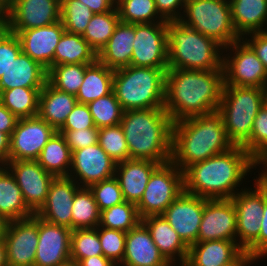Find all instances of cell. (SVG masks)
Wrapping results in <instances>:
<instances>
[{
	"instance_id": "6da1fadb",
	"label": "cell",
	"mask_w": 267,
	"mask_h": 266,
	"mask_svg": "<svg viewBox=\"0 0 267 266\" xmlns=\"http://www.w3.org/2000/svg\"><path fill=\"white\" fill-rule=\"evenodd\" d=\"M223 70L168 69L164 109L174 122L218 111Z\"/></svg>"
},
{
	"instance_id": "7a4b0ae2",
	"label": "cell",
	"mask_w": 267,
	"mask_h": 266,
	"mask_svg": "<svg viewBox=\"0 0 267 266\" xmlns=\"http://www.w3.org/2000/svg\"><path fill=\"white\" fill-rule=\"evenodd\" d=\"M255 168L256 160L242 146H234L188 166L183 171L184 191L206 199H231Z\"/></svg>"
},
{
	"instance_id": "3957f363",
	"label": "cell",
	"mask_w": 267,
	"mask_h": 266,
	"mask_svg": "<svg viewBox=\"0 0 267 266\" xmlns=\"http://www.w3.org/2000/svg\"><path fill=\"white\" fill-rule=\"evenodd\" d=\"M233 147L218 111L173 123L171 161L182 172L194 163L222 154Z\"/></svg>"
},
{
	"instance_id": "277c9868",
	"label": "cell",
	"mask_w": 267,
	"mask_h": 266,
	"mask_svg": "<svg viewBox=\"0 0 267 266\" xmlns=\"http://www.w3.org/2000/svg\"><path fill=\"white\" fill-rule=\"evenodd\" d=\"M120 126L130 159L171 161L173 121L164 108L124 111Z\"/></svg>"
},
{
	"instance_id": "5b68a950",
	"label": "cell",
	"mask_w": 267,
	"mask_h": 266,
	"mask_svg": "<svg viewBox=\"0 0 267 266\" xmlns=\"http://www.w3.org/2000/svg\"><path fill=\"white\" fill-rule=\"evenodd\" d=\"M168 69L223 70V47L178 21L167 22Z\"/></svg>"
},
{
	"instance_id": "8992f818",
	"label": "cell",
	"mask_w": 267,
	"mask_h": 266,
	"mask_svg": "<svg viewBox=\"0 0 267 266\" xmlns=\"http://www.w3.org/2000/svg\"><path fill=\"white\" fill-rule=\"evenodd\" d=\"M167 70L131 65L114 70L113 93L123 110L164 108Z\"/></svg>"
},
{
	"instance_id": "52a82bcc",
	"label": "cell",
	"mask_w": 267,
	"mask_h": 266,
	"mask_svg": "<svg viewBox=\"0 0 267 266\" xmlns=\"http://www.w3.org/2000/svg\"><path fill=\"white\" fill-rule=\"evenodd\" d=\"M263 105L262 88L223 86L218 112L234 146H242L250 138L254 119Z\"/></svg>"
},
{
	"instance_id": "ba28073f",
	"label": "cell",
	"mask_w": 267,
	"mask_h": 266,
	"mask_svg": "<svg viewBox=\"0 0 267 266\" xmlns=\"http://www.w3.org/2000/svg\"><path fill=\"white\" fill-rule=\"evenodd\" d=\"M179 21L214 39L223 48L242 39L232 22L229 0H186Z\"/></svg>"
},
{
	"instance_id": "9c48e42d",
	"label": "cell",
	"mask_w": 267,
	"mask_h": 266,
	"mask_svg": "<svg viewBox=\"0 0 267 266\" xmlns=\"http://www.w3.org/2000/svg\"><path fill=\"white\" fill-rule=\"evenodd\" d=\"M183 191V172L172 161L160 164L152 172L136 205L140 218L161 215Z\"/></svg>"
},
{
	"instance_id": "30bf717a",
	"label": "cell",
	"mask_w": 267,
	"mask_h": 266,
	"mask_svg": "<svg viewBox=\"0 0 267 266\" xmlns=\"http://www.w3.org/2000/svg\"><path fill=\"white\" fill-rule=\"evenodd\" d=\"M223 53L224 85L262 88L267 83L263 63L243 39L224 47Z\"/></svg>"
},
{
	"instance_id": "8fae6325",
	"label": "cell",
	"mask_w": 267,
	"mask_h": 266,
	"mask_svg": "<svg viewBox=\"0 0 267 266\" xmlns=\"http://www.w3.org/2000/svg\"><path fill=\"white\" fill-rule=\"evenodd\" d=\"M253 180L255 183L253 188L242 187L231 198L236 210L237 243L243 250L259 237L264 212V185L258 178Z\"/></svg>"
},
{
	"instance_id": "7c38bea8",
	"label": "cell",
	"mask_w": 267,
	"mask_h": 266,
	"mask_svg": "<svg viewBox=\"0 0 267 266\" xmlns=\"http://www.w3.org/2000/svg\"><path fill=\"white\" fill-rule=\"evenodd\" d=\"M61 0H12L1 14V23L11 32L39 28L60 21Z\"/></svg>"
},
{
	"instance_id": "4fadbf2b",
	"label": "cell",
	"mask_w": 267,
	"mask_h": 266,
	"mask_svg": "<svg viewBox=\"0 0 267 266\" xmlns=\"http://www.w3.org/2000/svg\"><path fill=\"white\" fill-rule=\"evenodd\" d=\"M130 65L168 68L167 22L135 24Z\"/></svg>"
},
{
	"instance_id": "5bb4252c",
	"label": "cell",
	"mask_w": 267,
	"mask_h": 266,
	"mask_svg": "<svg viewBox=\"0 0 267 266\" xmlns=\"http://www.w3.org/2000/svg\"><path fill=\"white\" fill-rule=\"evenodd\" d=\"M57 131L38 115L20 118L10 136L8 161L37 160Z\"/></svg>"
},
{
	"instance_id": "9a60e30c",
	"label": "cell",
	"mask_w": 267,
	"mask_h": 266,
	"mask_svg": "<svg viewBox=\"0 0 267 266\" xmlns=\"http://www.w3.org/2000/svg\"><path fill=\"white\" fill-rule=\"evenodd\" d=\"M116 165L117 163L97 143L72 151L68 177L80 187H89L114 177Z\"/></svg>"
},
{
	"instance_id": "2e32d148",
	"label": "cell",
	"mask_w": 267,
	"mask_h": 266,
	"mask_svg": "<svg viewBox=\"0 0 267 266\" xmlns=\"http://www.w3.org/2000/svg\"><path fill=\"white\" fill-rule=\"evenodd\" d=\"M6 167L14 175L28 208L36 214L46 202L55 177L36 160L8 161Z\"/></svg>"
},
{
	"instance_id": "e0dca14e",
	"label": "cell",
	"mask_w": 267,
	"mask_h": 266,
	"mask_svg": "<svg viewBox=\"0 0 267 266\" xmlns=\"http://www.w3.org/2000/svg\"><path fill=\"white\" fill-rule=\"evenodd\" d=\"M204 211V198L183 191L161 214L190 247L197 242Z\"/></svg>"
},
{
	"instance_id": "ac0fdd59",
	"label": "cell",
	"mask_w": 267,
	"mask_h": 266,
	"mask_svg": "<svg viewBox=\"0 0 267 266\" xmlns=\"http://www.w3.org/2000/svg\"><path fill=\"white\" fill-rule=\"evenodd\" d=\"M211 240L237 242L236 210L232 199L204 198V211L197 242Z\"/></svg>"
},
{
	"instance_id": "d6986e66",
	"label": "cell",
	"mask_w": 267,
	"mask_h": 266,
	"mask_svg": "<svg viewBox=\"0 0 267 266\" xmlns=\"http://www.w3.org/2000/svg\"><path fill=\"white\" fill-rule=\"evenodd\" d=\"M8 266H34L38 216L9 221L4 238Z\"/></svg>"
},
{
	"instance_id": "ffe728a7",
	"label": "cell",
	"mask_w": 267,
	"mask_h": 266,
	"mask_svg": "<svg viewBox=\"0 0 267 266\" xmlns=\"http://www.w3.org/2000/svg\"><path fill=\"white\" fill-rule=\"evenodd\" d=\"M71 232L69 227L38 217V245L34 266H60L68 262Z\"/></svg>"
},
{
	"instance_id": "44dd1931",
	"label": "cell",
	"mask_w": 267,
	"mask_h": 266,
	"mask_svg": "<svg viewBox=\"0 0 267 266\" xmlns=\"http://www.w3.org/2000/svg\"><path fill=\"white\" fill-rule=\"evenodd\" d=\"M64 32L63 23L57 21L47 26L12 33L17 35L22 52L48 71L52 67L56 46Z\"/></svg>"
},
{
	"instance_id": "7402d4cb",
	"label": "cell",
	"mask_w": 267,
	"mask_h": 266,
	"mask_svg": "<svg viewBox=\"0 0 267 266\" xmlns=\"http://www.w3.org/2000/svg\"><path fill=\"white\" fill-rule=\"evenodd\" d=\"M81 187L70 177H55L44 205L36 215L47 222L69 227L72 230V205Z\"/></svg>"
},
{
	"instance_id": "603a6c76",
	"label": "cell",
	"mask_w": 267,
	"mask_h": 266,
	"mask_svg": "<svg viewBox=\"0 0 267 266\" xmlns=\"http://www.w3.org/2000/svg\"><path fill=\"white\" fill-rule=\"evenodd\" d=\"M119 266H172L160 253L146 226L140 222L126 232L125 253Z\"/></svg>"
},
{
	"instance_id": "cb8c5ba5",
	"label": "cell",
	"mask_w": 267,
	"mask_h": 266,
	"mask_svg": "<svg viewBox=\"0 0 267 266\" xmlns=\"http://www.w3.org/2000/svg\"><path fill=\"white\" fill-rule=\"evenodd\" d=\"M141 222L149 230L153 242L164 258L172 266H177V263L184 266L188 258L189 247L162 215H149L142 218Z\"/></svg>"
},
{
	"instance_id": "d4e9b609",
	"label": "cell",
	"mask_w": 267,
	"mask_h": 266,
	"mask_svg": "<svg viewBox=\"0 0 267 266\" xmlns=\"http://www.w3.org/2000/svg\"><path fill=\"white\" fill-rule=\"evenodd\" d=\"M159 165L141 159H128L117 163L114 177L121 187L126 202L135 205L140 202L152 172Z\"/></svg>"
},
{
	"instance_id": "484cf974",
	"label": "cell",
	"mask_w": 267,
	"mask_h": 266,
	"mask_svg": "<svg viewBox=\"0 0 267 266\" xmlns=\"http://www.w3.org/2000/svg\"><path fill=\"white\" fill-rule=\"evenodd\" d=\"M47 74L46 68L21 52L0 77V93L16 87L43 88Z\"/></svg>"
},
{
	"instance_id": "4316f807",
	"label": "cell",
	"mask_w": 267,
	"mask_h": 266,
	"mask_svg": "<svg viewBox=\"0 0 267 266\" xmlns=\"http://www.w3.org/2000/svg\"><path fill=\"white\" fill-rule=\"evenodd\" d=\"M135 37V24L119 22L107 44L97 54V60L110 69L130 66Z\"/></svg>"
},
{
	"instance_id": "83f0119b",
	"label": "cell",
	"mask_w": 267,
	"mask_h": 266,
	"mask_svg": "<svg viewBox=\"0 0 267 266\" xmlns=\"http://www.w3.org/2000/svg\"><path fill=\"white\" fill-rule=\"evenodd\" d=\"M243 249L236 241L211 240L189 247L184 266H222L234 260Z\"/></svg>"
},
{
	"instance_id": "f1b7e54d",
	"label": "cell",
	"mask_w": 267,
	"mask_h": 266,
	"mask_svg": "<svg viewBox=\"0 0 267 266\" xmlns=\"http://www.w3.org/2000/svg\"><path fill=\"white\" fill-rule=\"evenodd\" d=\"M77 102L76 96L56 89L47 81L40 91L37 115L58 131Z\"/></svg>"
},
{
	"instance_id": "f546056e",
	"label": "cell",
	"mask_w": 267,
	"mask_h": 266,
	"mask_svg": "<svg viewBox=\"0 0 267 266\" xmlns=\"http://www.w3.org/2000/svg\"><path fill=\"white\" fill-rule=\"evenodd\" d=\"M229 1L232 22L241 38L250 33L267 31V0Z\"/></svg>"
},
{
	"instance_id": "4dcf8cb0",
	"label": "cell",
	"mask_w": 267,
	"mask_h": 266,
	"mask_svg": "<svg viewBox=\"0 0 267 266\" xmlns=\"http://www.w3.org/2000/svg\"><path fill=\"white\" fill-rule=\"evenodd\" d=\"M0 215L8 221L34 215L25 203L14 175L6 166H0Z\"/></svg>"
},
{
	"instance_id": "1f68e13d",
	"label": "cell",
	"mask_w": 267,
	"mask_h": 266,
	"mask_svg": "<svg viewBox=\"0 0 267 266\" xmlns=\"http://www.w3.org/2000/svg\"><path fill=\"white\" fill-rule=\"evenodd\" d=\"M114 70L96 60L85 69L81 87L76 99L79 103L88 104L113 91Z\"/></svg>"
},
{
	"instance_id": "d6a6232c",
	"label": "cell",
	"mask_w": 267,
	"mask_h": 266,
	"mask_svg": "<svg viewBox=\"0 0 267 266\" xmlns=\"http://www.w3.org/2000/svg\"><path fill=\"white\" fill-rule=\"evenodd\" d=\"M96 60V52L89 46L82 35L65 31L56 46L52 66L93 64Z\"/></svg>"
},
{
	"instance_id": "836d02e7",
	"label": "cell",
	"mask_w": 267,
	"mask_h": 266,
	"mask_svg": "<svg viewBox=\"0 0 267 266\" xmlns=\"http://www.w3.org/2000/svg\"><path fill=\"white\" fill-rule=\"evenodd\" d=\"M71 156L72 152L64 136L56 132L43 147L36 161L54 177H68Z\"/></svg>"
},
{
	"instance_id": "e575fe53",
	"label": "cell",
	"mask_w": 267,
	"mask_h": 266,
	"mask_svg": "<svg viewBox=\"0 0 267 266\" xmlns=\"http://www.w3.org/2000/svg\"><path fill=\"white\" fill-rule=\"evenodd\" d=\"M42 88L16 87L3 90L0 102L18 119L38 114L39 95Z\"/></svg>"
},
{
	"instance_id": "d590c367",
	"label": "cell",
	"mask_w": 267,
	"mask_h": 266,
	"mask_svg": "<svg viewBox=\"0 0 267 266\" xmlns=\"http://www.w3.org/2000/svg\"><path fill=\"white\" fill-rule=\"evenodd\" d=\"M119 22L120 18L117 8L113 11L93 14L82 37L98 54L113 35Z\"/></svg>"
},
{
	"instance_id": "8d00e7d4",
	"label": "cell",
	"mask_w": 267,
	"mask_h": 266,
	"mask_svg": "<svg viewBox=\"0 0 267 266\" xmlns=\"http://www.w3.org/2000/svg\"><path fill=\"white\" fill-rule=\"evenodd\" d=\"M100 210L88 187H81L73 198L72 230L96 228L100 224Z\"/></svg>"
},
{
	"instance_id": "74e56055",
	"label": "cell",
	"mask_w": 267,
	"mask_h": 266,
	"mask_svg": "<svg viewBox=\"0 0 267 266\" xmlns=\"http://www.w3.org/2000/svg\"><path fill=\"white\" fill-rule=\"evenodd\" d=\"M120 22L141 24L165 21L158 13L155 0H120L116 3Z\"/></svg>"
},
{
	"instance_id": "f35d334b",
	"label": "cell",
	"mask_w": 267,
	"mask_h": 266,
	"mask_svg": "<svg viewBox=\"0 0 267 266\" xmlns=\"http://www.w3.org/2000/svg\"><path fill=\"white\" fill-rule=\"evenodd\" d=\"M89 64H61L48 70L47 81L56 89L76 96Z\"/></svg>"
},
{
	"instance_id": "ab89813d",
	"label": "cell",
	"mask_w": 267,
	"mask_h": 266,
	"mask_svg": "<svg viewBox=\"0 0 267 266\" xmlns=\"http://www.w3.org/2000/svg\"><path fill=\"white\" fill-rule=\"evenodd\" d=\"M140 222L136 205L125 201L101 211L99 226L129 232Z\"/></svg>"
},
{
	"instance_id": "60d3db41",
	"label": "cell",
	"mask_w": 267,
	"mask_h": 266,
	"mask_svg": "<svg viewBox=\"0 0 267 266\" xmlns=\"http://www.w3.org/2000/svg\"><path fill=\"white\" fill-rule=\"evenodd\" d=\"M87 105L95 127L98 129L120 124L124 110L113 91L106 96L89 102Z\"/></svg>"
},
{
	"instance_id": "b9f144b4",
	"label": "cell",
	"mask_w": 267,
	"mask_h": 266,
	"mask_svg": "<svg viewBox=\"0 0 267 266\" xmlns=\"http://www.w3.org/2000/svg\"><path fill=\"white\" fill-rule=\"evenodd\" d=\"M99 255H103V251L99 240L98 227L72 230L70 260L79 263L82 259Z\"/></svg>"
},
{
	"instance_id": "7bdbcfd3",
	"label": "cell",
	"mask_w": 267,
	"mask_h": 266,
	"mask_svg": "<svg viewBox=\"0 0 267 266\" xmlns=\"http://www.w3.org/2000/svg\"><path fill=\"white\" fill-rule=\"evenodd\" d=\"M60 21L65 31L83 35L93 12L87 5L78 0H61Z\"/></svg>"
},
{
	"instance_id": "ee69618b",
	"label": "cell",
	"mask_w": 267,
	"mask_h": 266,
	"mask_svg": "<svg viewBox=\"0 0 267 266\" xmlns=\"http://www.w3.org/2000/svg\"><path fill=\"white\" fill-rule=\"evenodd\" d=\"M98 144L116 163L130 159L127 141L120 124L100 128Z\"/></svg>"
},
{
	"instance_id": "f6af8a7d",
	"label": "cell",
	"mask_w": 267,
	"mask_h": 266,
	"mask_svg": "<svg viewBox=\"0 0 267 266\" xmlns=\"http://www.w3.org/2000/svg\"><path fill=\"white\" fill-rule=\"evenodd\" d=\"M103 256L119 266L125 253L126 232L98 226Z\"/></svg>"
},
{
	"instance_id": "bcb514c9",
	"label": "cell",
	"mask_w": 267,
	"mask_h": 266,
	"mask_svg": "<svg viewBox=\"0 0 267 266\" xmlns=\"http://www.w3.org/2000/svg\"><path fill=\"white\" fill-rule=\"evenodd\" d=\"M242 147L257 161L267 151V107L259 110L250 138Z\"/></svg>"
},
{
	"instance_id": "7dc6e473",
	"label": "cell",
	"mask_w": 267,
	"mask_h": 266,
	"mask_svg": "<svg viewBox=\"0 0 267 266\" xmlns=\"http://www.w3.org/2000/svg\"><path fill=\"white\" fill-rule=\"evenodd\" d=\"M101 211L125 202L121 187L115 177L102 180L88 187Z\"/></svg>"
},
{
	"instance_id": "c3c4849f",
	"label": "cell",
	"mask_w": 267,
	"mask_h": 266,
	"mask_svg": "<svg viewBox=\"0 0 267 266\" xmlns=\"http://www.w3.org/2000/svg\"><path fill=\"white\" fill-rule=\"evenodd\" d=\"M22 52L20 41L15 33L0 24V77L13 60Z\"/></svg>"
},
{
	"instance_id": "681fc988",
	"label": "cell",
	"mask_w": 267,
	"mask_h": 266,
	"mask_svg": "<svg viewBox=\"0 0 267 266\" xmlns=\"http://www.w3.org/2000/svg\"><path fill=\"white\" fill-rule=\"evenodd\" d=\"M70 148L71 152L98 143L99 129L97 127L80 130H58Z\"/></svg>"
},
{
	"instance_id": "f907efd6",
	"label": "cell",
	"mask_w": 267,
	"mask_h": 266,
	"mask_svg": "<svg viewBox=\"0 0 267 266\" xmlns=\"http://www.w3.org/2000/svg\"><path fill=\"white\" fill-rule=\"evenodd\" d=\"M94 127L95 124L88 105L77 102L59 130H80Z\"/></svg>"
},
{
	"instance_id": "816d5d0a",
	"label": "cell",
	"mask_w": 267,
	"mask_h": 266,
	"mask_svg": "<svg viewBox=\"0 0 267 266\" xmlns=\"http://www.w3.org/2000/svg\"><path fill=\"white\" fill-rule=\"evenodd\" d=\"M259 237L246 249L257 259L267 256V188L264 186V212L262 214Z\"/></svg>"
},
{
	"instance_id": "f5cc1de1",
	"label": "cell",
	"mask_w": 267,
	"mask_h": 266,
	"mask_svg": "<svg viewBox=\"0 0 267 266\" xmlns=\"http://www.w3.org/2000/svg\"><path fill=\"white\" fill-rule=\"evenodd\" d=\"M185 2L186 0H155V5L165 21H178L182 17Z\"/></svg>"
},
{
	"instance_id": "db71d44e",
	"label": "cell",
	"mask_w": 267,
	"mask_h": 266,
	"mask_svg": "<svg viewBox=\"0 0 267 266\" xmlns=\"http://www.w3.org/2000/svg\"><path fill=\"white\" fill-rule=\"evenodd\" d=\"M242 39L253 49L267 71V31L250 33Z\"/></svg>"
},
{
	"instance_id": "11a10c76",
	"label": "cell",
	"mask_w": 267,
	"mask_h": 266,
	"mask_svg": "<svg viewBox=\"0 0 267 266\" xmlns=\"http://www.w3.org/2000/svg\"><path fill=\"white\" fill-rule=\"evenodd\" d=\"M18 120L19 119L0 102V132L11 136Z\"/></svg>"
},
{
	"instance_id": "9f6ffc18",
	"label": "cell",
	"mask_w": 267,
	"mask_h": 266,
	"mask_svg": "<svg viewBox=\"0 0 267 266\" xmlns=\"http://www.w3.org/2000/svg\"><path fill=\"white\" fill-rule=\"evenodd\" d=\"M87 5L94 14L113 11L116 3L113 0H78Z\"/></svg>"
},
{
	"instance_id": "6f0895ef",
	"label": "cell",
	"mask_w": 267,
	"mask_h": 266,
	"mask_svg": "<svg viewBox=\"0 0 267 266\" xmlns=\"http://www.w3.org/2000/svg\"><path fill=\"white\" fill-rule=\"evenodd\" d=\"M258 259L248 251L243 250L234 260L222 266H250Z\"/></svg>"
},
{
	"instance_id": "680465c9",
	"label": "cell",
	"mask_w": 267,
	"mask_h": 266,
	"mask_svg": "<svg viewBox=\"0 0 267 266\" xmlns=\"http://www.w3.org/2000/svg\"><path fill=\"white\" fill-rule=\"evenodd\" d=\"M10 151V135L0 132V166H6Z\"/></svg>"
},
{
	"instance_id": "91938a15",
	"label": "cell",
	"mask_w": 267,
	"mask_h": 266,
	"mask_svg": "<svg viewBox=\"0 0 267 266\" xmlns=\"http://www.w3.org/2000/svg\"><path fill=\"white\" fill-rule=\"evenodd\" d=\"M80 266H117L111 260L107 259L103 255L92 256L89 258L82 259L79 262Z\"/></svg>"
},
{
	"instance_id": "94428289",
	"label": "cell",
	"mask_w": 267,
	"mask_h": 266,
	"mask_svg": "<svg viewBox=\"0 0 267 266\" xmlns=\"http://www.w3.org/2000/svg\"><path fill=\"white\" fill-rule=\"evenodd\" d=\"M262 165V166H261ZM256 166L258 167H263V170L260 171V173L258 172V179L259 180H267V157H260L257 161H256Z\"/></svg>"
},
{
	"instance_id": "6125c7cd",
	"label": "cell",
	"mask_w": 267,
	"mask_h": 266,
	"mask_svg": "<svg viewBox=\"0 0 267 266\" xmlns=\"http://www.w3.org/2000/svg\"><path fill=\"white\" fill-rule=\"evenodd\" d=\"M9 221L0 215V241H4Z\"/></svg>"
},
{
	"instance_id": "be15d7a7",
	"label": "cell",
	"mask_w": 267,
	"mask_h": 266,
	"mask_svg": "<svg viewBox=\"0 0 267 266\" xmlns=\"http://www.w3.org/2000/svg\"><path fill=\"white\" fill-rule=\"evenodd\" d=\"M0 266H8L6 256V246L4 241H0Z\"/></svg>"
},
{
	"instance_id": "e7e4bbea",
	"label": "cell",
	"mask_w": 267,
	"mask_h": 266,
	"mask_svg": "<svg viewBox=\"0 0 267 266\" xmlns=\"http://www.w3.org/2000/svg\"><path fill=\"white\" fill-rule=\"evenodd\" d=\"M12 0H0V14H2L11 4Z\"/></svg>"
},
{
	"instance_id": "03108f58",
	"label": "cell",
	"mask_w": 267,
	"mask_h": 266,
	"mask_svg": "<svg viewBox=\"0 0 267 266\" xmlns=\"http://www.w3.org/2000/svg\"><path fill=\"white\" fill-rule=\"evenodd\" d=\"M264 106L267 107V83L262 87Z\"/></svg>"
},
{
	"instance_id": "003e7915",
	"label": "cell",
	"mask_w": 267,
	"mask_h": 266,
	"mask_svg": "<svg viewBox=\"0 0 267 266\" xmlns=\"http://www.w3.org/2000/svg\"><path fill=\"white\" fill-rule=\"evenodd\" d=\"M60 266H80L78 262L69 260L68 262L63 263Z\"/></svg>"
},
{
	"instance_id": "a7ac6f4b",
	"label": "cell",
	"mask_w": 267,
	"mask_h": 266,
	"mask_svg": "<svg viewBox=\"0 0 267 266\" xmlns=\"http://www.w3.org/2000/svg\"><path fill=\"white\" fill-rule=\"evenodd\" d=\"M262 184L267 188V180H260Z\"/></svg>"
},
{
	"instance_id": "89a4df30",
	"label": "cell",
	"mask_w": 267,
	"mask_h": 266,
	"mask_svg": "<svg viewBox=\"0 0 267 266\" xmlns=\"http://www.w3.org/2000/svg\"><path fill=\"white\" fill-rule=\"evenodd\" d=\"M261 157H267V151Z\"/></svg>"
}]
</instances>
